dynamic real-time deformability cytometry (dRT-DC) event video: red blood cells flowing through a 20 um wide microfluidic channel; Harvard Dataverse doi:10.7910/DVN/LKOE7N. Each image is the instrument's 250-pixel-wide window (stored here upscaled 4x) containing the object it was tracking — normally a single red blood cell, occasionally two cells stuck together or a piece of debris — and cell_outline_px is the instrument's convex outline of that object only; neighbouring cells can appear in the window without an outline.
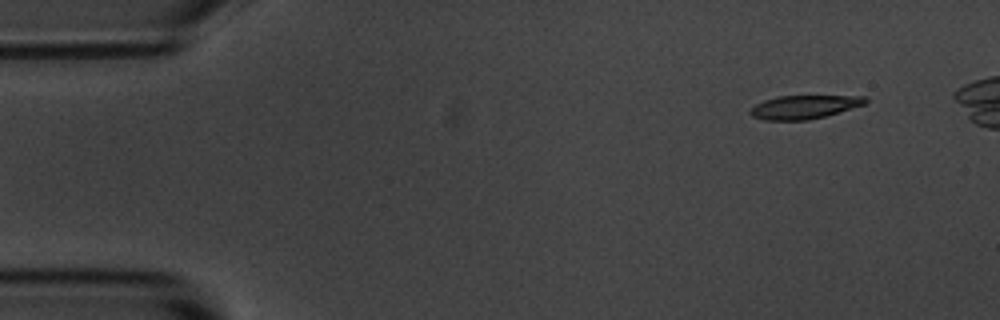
{"species": "common noctule bat (a hibernating species)", "species_latin": "Nyctalus noctula", "temperature_condition": "room temperature", "stored_images_in_passage": 4, "camera_frame_rate_fps": 3000, "um_per_image_px": 0.085, "animal": {"sex": "male", "body_mass_g": 20.1, "forearm_length_mm": 53.5}, "frame": {"image": 1, "passage_image": 1, "time_ms": 0.0, "image_size_px": [1000, 320], "cell_outline_px": [[868, 100], [864, 104], [824, 116], [808, 120], [764, 120], [752, 116], [748, 112], [756, 104], [764, 100], [776, 96], [864, 96]], "centroid_in_image_um": [68.3, 9.09], "position_along_channel_um": 16.7, "area_um2": 15.55}}